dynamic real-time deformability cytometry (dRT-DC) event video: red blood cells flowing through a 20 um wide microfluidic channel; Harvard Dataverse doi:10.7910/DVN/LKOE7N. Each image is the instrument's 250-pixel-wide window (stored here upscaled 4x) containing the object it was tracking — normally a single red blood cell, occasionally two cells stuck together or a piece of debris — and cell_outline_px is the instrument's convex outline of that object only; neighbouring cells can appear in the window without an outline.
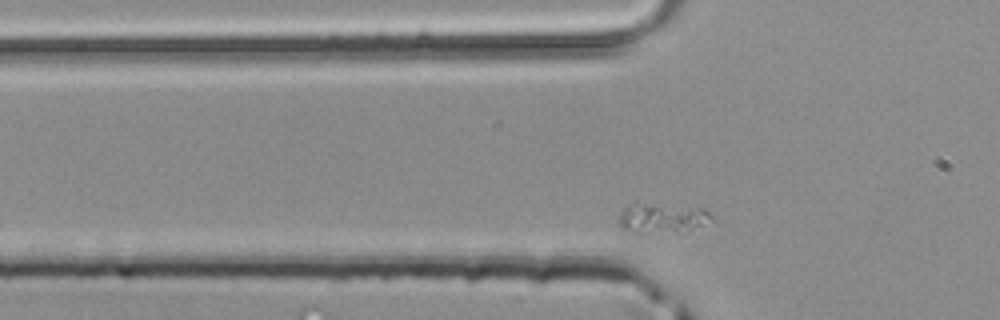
{"species": "common noctule bat (a hibernating species)", "species_latin": "Nyctalus noctula", "temperature_condition": "room temperature", "stored_images_in_passage": 25, "camera_frame_rate_fps": 3000, "um_per_image_px": 0.085, "animal": {"sex": "male", "body_mass_g": 20.4}, "frame": {"image": 1, "passage_image": 2, "time_ms": 0.333, "image_size_px": [1000, 320], "cell_outline_px": [[712, 220], [676, 232], [624, 228], [616, 220], [620, 212], [628, 204], [636, 200], [704, 208], [712, 216]], "centroid_in_image_um": [56.23, 18.41], "position_along_channel_um": 69.6, "area_um2": 15.72}}
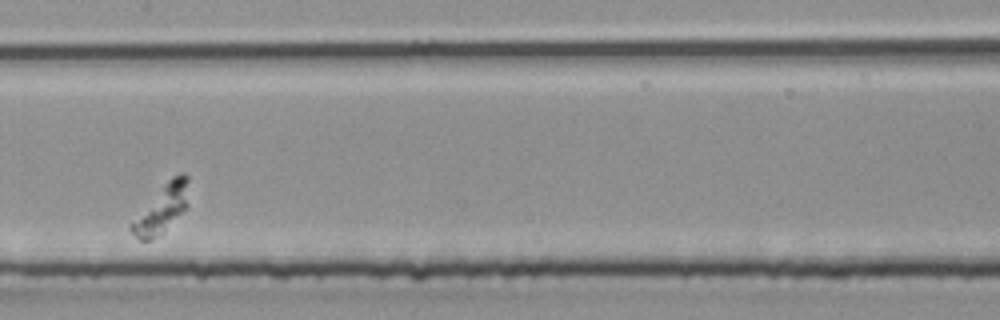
{"frame": {"image": 2, "passage_image": 11, "time_ms": 3.333, "image_size_px": [1000, 320], "cell_outline_px": [[188, 204], [164, 232], [160, 236], [152, 240], [140, 240], [128, 228], [128, 224], [164, 184], [172, 176], [184, 172], [188, 176]], "centroid_in_image_um": [13.73, 17.76], "position_along_channel_um": 193.7, "area_um2": 15.84}}
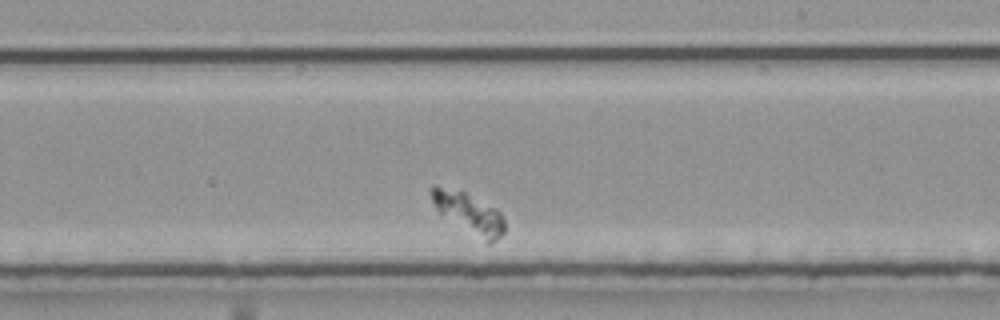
{"frame": {"image": 3, "passage_image": 15, "time_ms": 4.667, "image_size_px": [1000, 320], "cell_outline_px": [[504, 232], [492, 244], [484, 244], [440, 212], [436, 208], [432, 200], [432, 184], [436, 184], [464, 192], [496, 208], [500, 212], [504, 220]], "centroid_in_image_um": [39.89, 18.14], "position_along_channel_um": 249.1, "area_um2": 17.28}}